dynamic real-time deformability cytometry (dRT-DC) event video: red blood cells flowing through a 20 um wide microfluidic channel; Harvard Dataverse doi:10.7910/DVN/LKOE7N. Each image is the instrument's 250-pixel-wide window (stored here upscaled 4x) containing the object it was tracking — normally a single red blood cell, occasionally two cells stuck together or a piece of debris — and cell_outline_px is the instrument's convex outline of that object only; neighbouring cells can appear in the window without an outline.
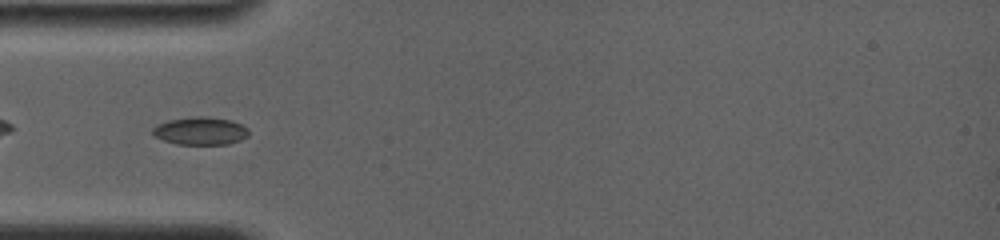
{"species": "common noctule bat (a hibernating species)", "species_latin": "Nyctalus noctula", "temperature_condition": "room temperature", "stored_images_in_passage": 27, "camera_frame_rate_fps": 4000, "um_per_image_px": 0.085, "animal": {"sex": "female", "body_mass_g": 19.0, "forearm_length_mm": 56.7}, "frame": {"image": 1, "passage_image": 3, "time_ms": 0.75, "image_size_px": [1000, 240], "cell_outline_px": [[248, 136], [240, 140], [228, 144], [176, 144], [164, 140], [156, 136], [152, 132], [152, 128], [156, 124], [168, 120], [192, 116], [208, 116], [232, 120], [248, 128]], "centroid_in_image_um": [17.04, 11.11], "position_along_channel_um": 68.0, "area_um2": 15.66}}
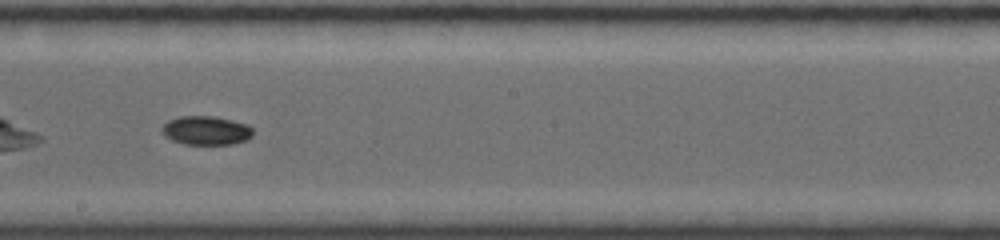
{"frame": {"image": 2, "passage_image": 14, "time_ms": 5.0, "image_size_px": [1000, 240], "cell_outline_px": [[252, 136], [248, 140], [232, 144], [184, 144], [172, 140], [164, 136], [160, 128], [168, 120], [180, 116], [216, 116], [248, 124], [252, 128]], "centroid_in_image_um": [17.52, 11.08], "position_along_channel_um": 230.7, "area_um2": 15.49}}
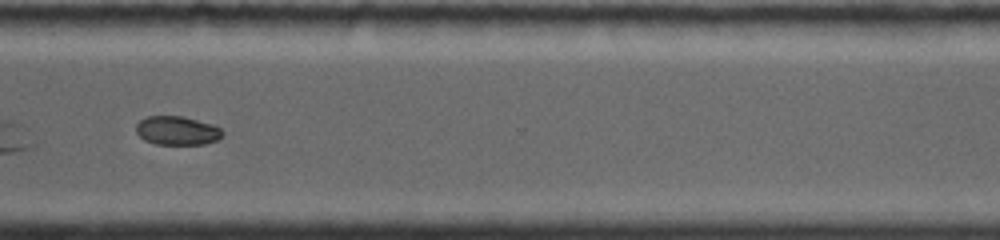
{"frame": {"image": 3, "passage_image": 21, "time_ms": 8.25, "image_size_px": [1000, 240], "cell_outline_px": [[224, 132], [216, 140], [204, 144], [156, 144], [144, 140], [136, 132], [136, 124], [140, 120], [148, 116], [184, 116], [212, 124], [220, 128]], "centroid_in_image_um": [15.04, 11.09], "position_along_channel_um": 355.6, "area_um2": 14.45}}